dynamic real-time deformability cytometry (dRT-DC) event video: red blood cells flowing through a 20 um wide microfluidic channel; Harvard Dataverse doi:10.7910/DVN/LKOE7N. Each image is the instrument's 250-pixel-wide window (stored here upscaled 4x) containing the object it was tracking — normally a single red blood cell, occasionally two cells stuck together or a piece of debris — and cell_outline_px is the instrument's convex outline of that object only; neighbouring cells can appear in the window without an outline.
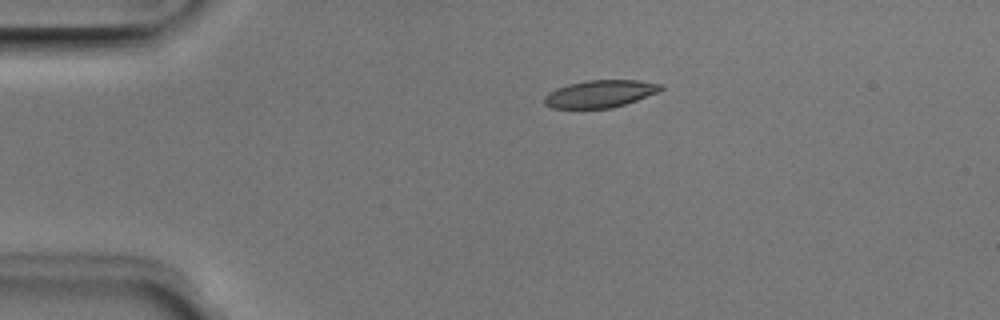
{"species": "Egyptian fruit bat (a non-hibernating species)", "species_latin": "Rousettus aegyptiacus", "temperature_condition": "room temperature", "stored_images_in_passage": 5, "camera_frame_rate_fps": 3000, "um_per_image_px": 0.085, "animal": {"sex": "male"}, "frame": {"image": 1, "passage_image": 4, "time_ms": 1.0, "image_size_px": [1000, 320], "cell_outline_px": [[664, 88], [660, 92], [612, 108], [552, 108], [544, 104], [544, 96], [548, 92], [556, 88], [568, 84], [588, 80], [636, 80], [660, 84]], "centroid_in_image_um": [50.99, 7.97], "position_along_channel_um": 34.0, "area_um2": 18.55}}